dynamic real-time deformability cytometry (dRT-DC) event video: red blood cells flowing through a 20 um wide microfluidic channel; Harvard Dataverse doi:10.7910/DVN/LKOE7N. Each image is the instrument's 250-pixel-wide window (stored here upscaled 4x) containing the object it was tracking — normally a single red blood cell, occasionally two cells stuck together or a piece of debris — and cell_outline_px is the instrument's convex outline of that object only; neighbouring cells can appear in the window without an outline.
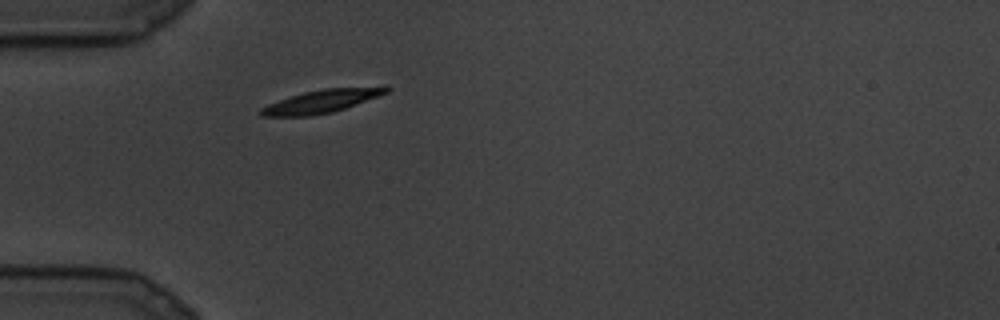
{"species": "common noctule bat (a hibernating species)", "species_latin": "Nyctalus noctula", "temperature_condition": "cold", "stored_images_in_passage": 19, "camera_frame_rate_fps": 3000, "um_per_image_px": 0.085, "animal": {"sex": "male", "body_mass_g": 19.5, "forearm_length_mm": 54.6}, "frame": {"image": 1, "passage_image": 1, "time_ms": 0.0, "image_size_px": [1000, 320], "cell_outline_px": [[392, 88], [388, 92], [344, 108], [332, 112], [308, 116], [260, 116], [260, 108], [268, 104], [304, 92], [324, 88], [384, 84], [388, 84]], "centroid_in_image_um": [27.46, 8.55], "position_along_channel_um": 57.5, "area_um2": 17.11}}
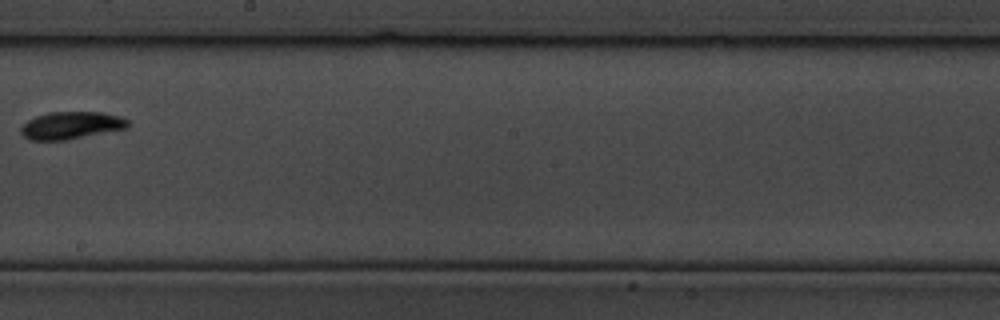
{"frame": {"image": 2, "passage_image": 9, "time_ms": 2.667, "image_size_px": [1000, 320], "cell_outline_px": [[128, 128], [68, 140], [28, 140], [20, 132], [20, 128], [28, 120], [36, 116], [48, 112], [100, 112], [120, 116], [128, 120]], "centroid_in_image_um": [6.04, 10.66], "position_along_channel_um": 242.2, "area_um2": 17.17}}
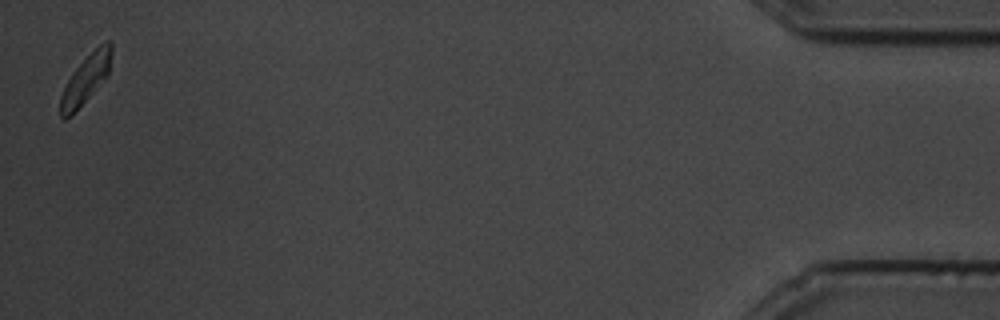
{"frame": {"image": 3, "passage_image": 19, "time_ms": 6.0, "image_size_px": [1000, 320], "cell_outline_px": [[112, 52], [108, 76], [64, 120], [60, 116], [60, 96], [72, 72], [100, 44], [108, 40], [112, 40]], "centroid_in_image_um": [7.31, 6.67], "position_along_channel_um": 427.9, "area_um2": 13.81}}